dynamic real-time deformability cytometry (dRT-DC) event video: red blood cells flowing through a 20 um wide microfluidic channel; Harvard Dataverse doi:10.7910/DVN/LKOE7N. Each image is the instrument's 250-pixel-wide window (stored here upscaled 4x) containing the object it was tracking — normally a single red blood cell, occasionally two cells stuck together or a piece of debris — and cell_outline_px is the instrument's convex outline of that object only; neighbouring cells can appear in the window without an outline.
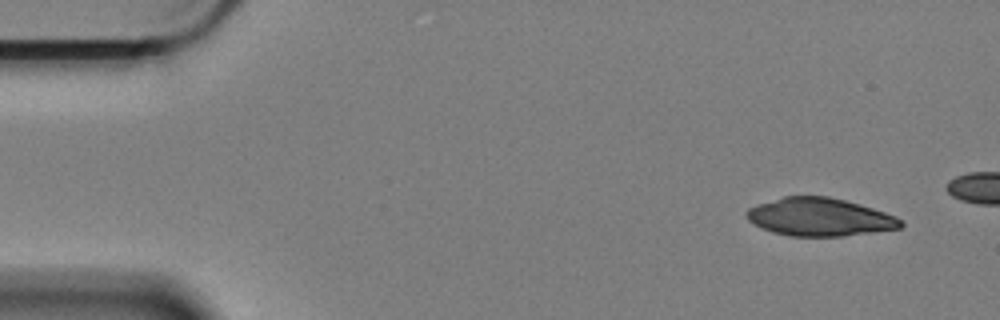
{"species": "Egyptian fruit bat (a non-hibernating species)", "species_latin": "Rousettus aegyptiacus", "temperature_condition": "cold", "stored_images_in_passage": 13, "camera_frame_rate_fps": 3000, "um_per_image_px": 0.085, "animal": {"sex": "female"}, "frame": {"image": 1, "passage_image": 1, "time_ms": 0.0, "image_size_px": [1000, 320], "cell_outline_px": [[904, 224], [900, 228], [844, 236], [788, 236], [772, 232], [748, 220], [744, 212], [748, 208], [756, 204], [784, 196], [828, 196], [860, 204], [896, 216]], "centroid_in_image_um": [69.64, 18.44], "position_along_channel_um": 15.4, "area_um2": 34.04}}